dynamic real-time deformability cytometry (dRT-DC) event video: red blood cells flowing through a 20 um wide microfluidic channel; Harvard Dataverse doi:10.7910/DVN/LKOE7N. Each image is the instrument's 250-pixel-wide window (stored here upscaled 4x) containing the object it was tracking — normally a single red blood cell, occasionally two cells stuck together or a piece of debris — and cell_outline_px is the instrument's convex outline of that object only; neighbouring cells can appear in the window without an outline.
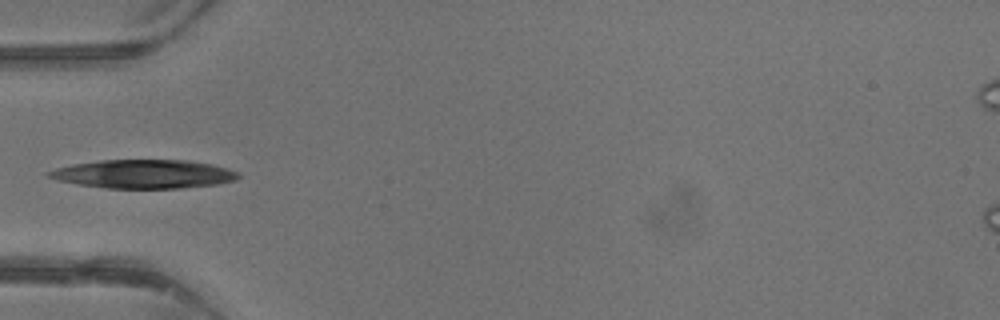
{"species": "common noctule bat (a hibernating species)", "species_latin": "Nyctalus noctula", "temperature_condition": "warm", "stored_images_in_passage": 18, "camera_frame_rate_fps": 3000, "um_per_image_px": 0.085, "animal": {"sex": "male", "body_mass_g": 13.3}, "frame": {"image": 1, "passage_image": 1, "time_ms": 0.0, "image_size_px": [1000, 320], "cell_outline_px": [[240, 176], [236, 180], [216, 184], [180, 188], [108, 188], [80, 184], [60, 180], [48, 176], [44, 172], [56, 168], [72, 164], [100, 160], [188, 160], [212, 164], [236, 172]], "centroid_in_image_um": [12.2, 14.78], "position_along_channel_um": 72.8, "area_um2": 31.33}}